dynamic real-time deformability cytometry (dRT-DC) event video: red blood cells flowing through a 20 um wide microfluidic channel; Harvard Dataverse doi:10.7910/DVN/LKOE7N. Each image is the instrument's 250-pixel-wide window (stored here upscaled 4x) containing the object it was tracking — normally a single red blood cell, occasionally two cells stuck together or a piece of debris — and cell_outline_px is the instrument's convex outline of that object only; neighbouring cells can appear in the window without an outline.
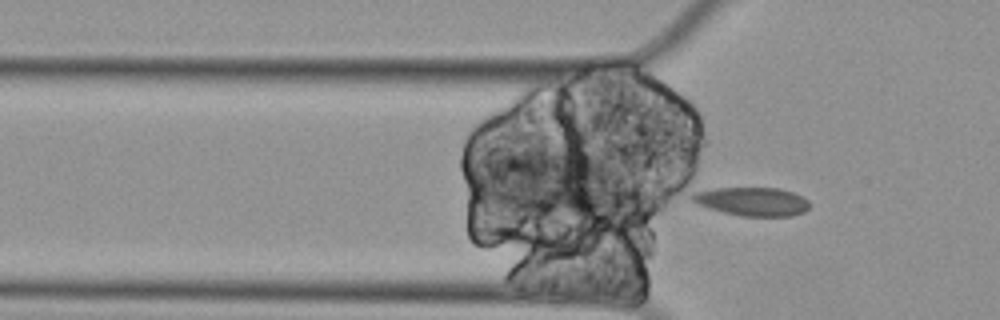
{"species": "Egyptian fruit bat (a non-hibernating species)", "species_latin": "Rousettus aegyptiacus", "temperature_condition": "cold", "stored_images_in_passage": 44, "camera_frame_rate_fps": 3000, "um_per_image_px": 0.085, "animal": {"sex": "female"}, "frame": {"image": 1, "passage_image": 19, "time_ms": 6.0, "image_size_px": [1000, 320], "cell_outline_px": [[808, 208], [804, 212], [792, 216], [740, 216], [724, 212], [700, 204], [692, 200], [692, 196], [696, 192], [716, 188], [780, 188], [804, 196], [808, 200]], "centroid_in_image_um": [64.02, 17.13], "position_along_channel_um": 61.8, "area_um2": 19.25}}